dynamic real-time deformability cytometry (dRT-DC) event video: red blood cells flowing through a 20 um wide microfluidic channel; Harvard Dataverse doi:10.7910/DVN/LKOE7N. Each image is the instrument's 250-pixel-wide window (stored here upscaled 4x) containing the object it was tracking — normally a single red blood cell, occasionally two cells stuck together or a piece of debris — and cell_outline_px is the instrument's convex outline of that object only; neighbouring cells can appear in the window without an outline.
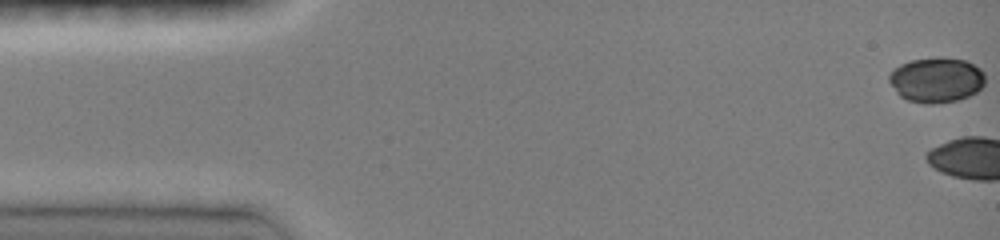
{"species": "common noctule bat (a hibernating species)", "species_latin": "Nyctalus noctula", "temperature_condition": "room temperature", "stored_images_in_passage": 4, "camera_frame_rate_fps": 3000, "um_per_image_px": 0.085, "animal": {"sex": "female", "body_mass_g": 19.0, "forearm_length_mm": 51.5}, "frame": {"image": 1, "passage_image": 1, "time_ms": 0.0, "image_size_px": [1000, 240], "cell_outline_px": [[984, 84], [976, 92], [968, 96], [956, 100], [932, 104], [924, 104], [908, 100], [900, 96], [896, 92], [888, 80], [888, 76], [900, 64], [912, 60], [940, 56], [964, 60], [980, 68], [984, 72]], "centroid_in_image_um": [79.59, 6.78], "position_along_channel_um": 5.4, "area_um2": 25.2}}